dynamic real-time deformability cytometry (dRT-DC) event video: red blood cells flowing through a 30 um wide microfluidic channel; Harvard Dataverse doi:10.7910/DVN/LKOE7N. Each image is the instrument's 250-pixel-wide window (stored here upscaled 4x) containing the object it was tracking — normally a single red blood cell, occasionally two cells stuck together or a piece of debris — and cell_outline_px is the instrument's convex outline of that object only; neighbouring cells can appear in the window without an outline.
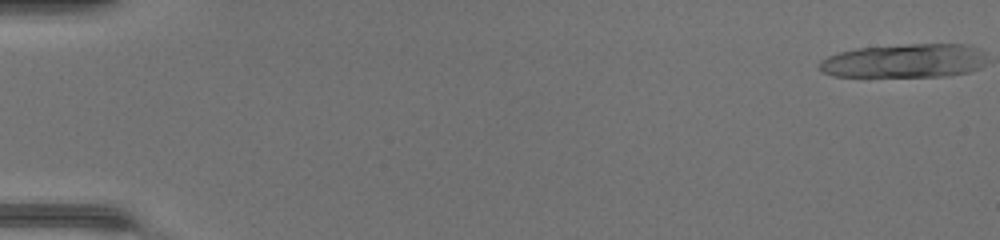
{"species": "common noctule bat (a hibernating species)", "species_latin": "Nyctalus noctula", "temperature_condition": "warm", "stored_images_in_passage": 50, "camera_frame_rate_fps": 3000, "um_per_image_px": 0.085, "animal": {"sex": "female", "body_mass_g": 17.0, "forearm_length_mm": 48.0}, "frame": {"image": 1, "passage_image": 1, "time_ms": 0.0, "image_size_px": [1000, 240], "cell_outline_px": [[980, 68], [968, 72], [944, 76], [836, 76], [824, 72], [820, 68], [820, 64], [828, 56], [840, 52], [860, 48], [912, 44], [960, 44], [972, 56]], "centroid_in_image_um": [76.61, 5.2], "position_along_channel_um": 8.4, "area_um2": 30.81}}
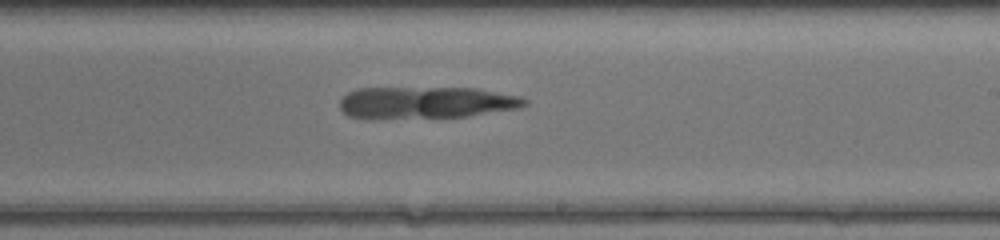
{"frame": {"image": 2, "passage_image": 31, "time_ms": 10.0, "image_size_px": [1000, 240], "cell_outline_px": [[528, 104], [516, 108], [464, 116], [372, 120], [348, 116], [340, 108], [340, 100], [348, 92], [360, 88], [476, 88], [516, 96], [528, 100]], "centroid_in_image_um": [36.1, 8.73], "position_along_channel_um": 252.9, "area_um2": 34.45}}
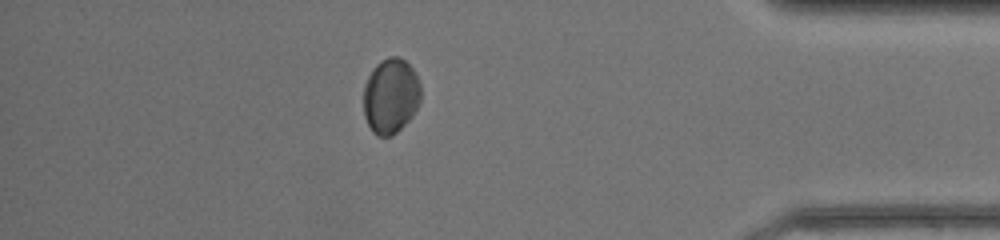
{"frame": {"image": 3, "passage_image": 44, "time_ms": 14.333, "image_size_px": [1000, 240], "cell_outline_px": [[420, 100], [412, 116], [392, 136], [376, 136], [372, 132], [364, 116], [364, 84], [372, 68], [380, 60], [388, 56], [400, 56], [412, 68], [420, 84]], "centroid_in_image_um": [33.19, 8.14], "position_along_channel_um": 402.0, "area_um2": 25.14}}